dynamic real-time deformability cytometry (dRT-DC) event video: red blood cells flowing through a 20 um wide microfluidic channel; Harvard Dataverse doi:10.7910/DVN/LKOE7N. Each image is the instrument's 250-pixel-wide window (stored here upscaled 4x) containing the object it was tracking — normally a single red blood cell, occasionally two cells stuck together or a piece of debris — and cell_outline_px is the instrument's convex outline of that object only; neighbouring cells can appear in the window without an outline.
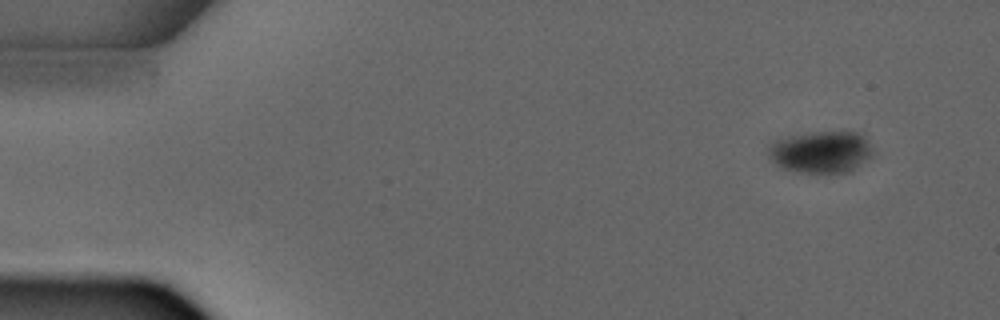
{"species": "common noctule bat (a hibernating species)", "species_latin": "Nyctalus noctula", "temperature_condition": "warm", "stored_images_in_passage": 2, "camera_frame_rate_fps": 3000, "um_per_image_px": 0.085, "animal": {"sex": "male", "forearm_length_mm": 52.5}, "frame": {"image": 1, "passage_image": 2, "time_ms": 1.333, "image_size_px": [1000, 320], "cell_outline_px": [[872, 156], [852, 172], [800, 172], [784, 168], [776, 164], [768, 156], [768, 144], [776, 140], [788, 136], [808, 132], [860, 132], [864, 136], [872, 148]], "centroid_in_image_um": [69.79, 12.91], "position_along_channel_um": 15.2, "area_um2": 25.61}}